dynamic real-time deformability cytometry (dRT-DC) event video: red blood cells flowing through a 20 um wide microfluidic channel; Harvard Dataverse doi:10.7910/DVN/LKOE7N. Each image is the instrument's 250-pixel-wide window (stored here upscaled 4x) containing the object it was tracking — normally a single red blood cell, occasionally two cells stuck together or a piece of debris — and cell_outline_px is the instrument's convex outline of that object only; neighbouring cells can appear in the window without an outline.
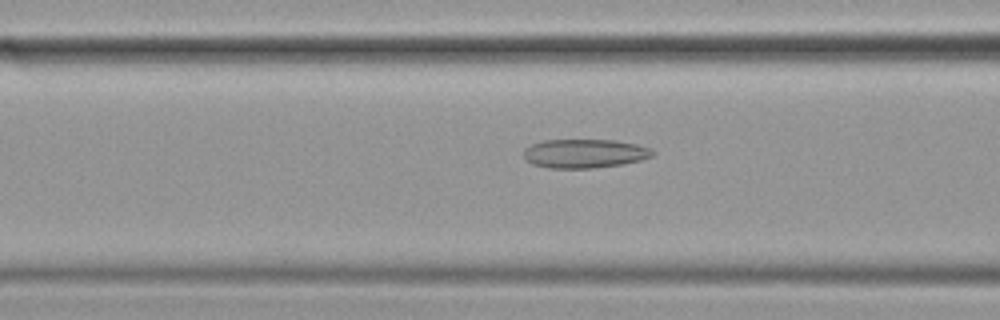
{"species": "common noctule bat (a hibernating species)", "species_latin": "Nyctalus noctula", "temperature_condition": "cold", "stored_images_in_passage": 49, "camera_frame_rate_fps": 3000, "um_per_image_px": 0.085, "animal": {"sex": "female", "body_mass_g": 19.9}, "frame": {"image": 1, "passage_image": 14, "time_ms": 4.333, "image_size_px": [1000, 320], "cell_outline_px": [[656, 152], [652, 156], [640, 160], [620, 164], [592, 168], [548, 168], [532, 164], [524, 160], [524, 148], [532, 144], [544, 140], [616, 140], [636, 144], [648, 148]], "centroid_in_image_um": [49.65, 13.05], "position_along_channel_um": 117.0, "area_um2": 21.68}}
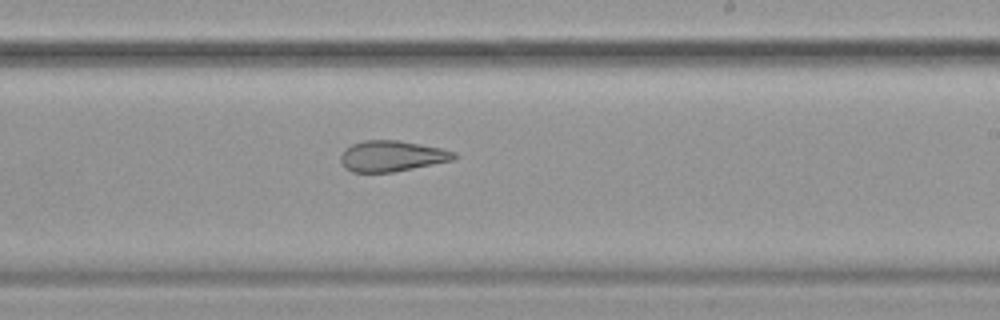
{"frame": {"image": 2, "passage_image": 26, "time_ms": 8.333, "image_size_px": [1000, 320], "cell_outline_px": [[456, 156], [452, 160], [392, 172], [352, 172], [344, 168], [340, 160], [340, 156], [352, 144], [364, 140], [400, 140], [440, 148], [456, 152]], "centroid_in_image_um": [33.28, 13.26], "position_along_channel_um": 255.7, "area_um2": 20.11}}
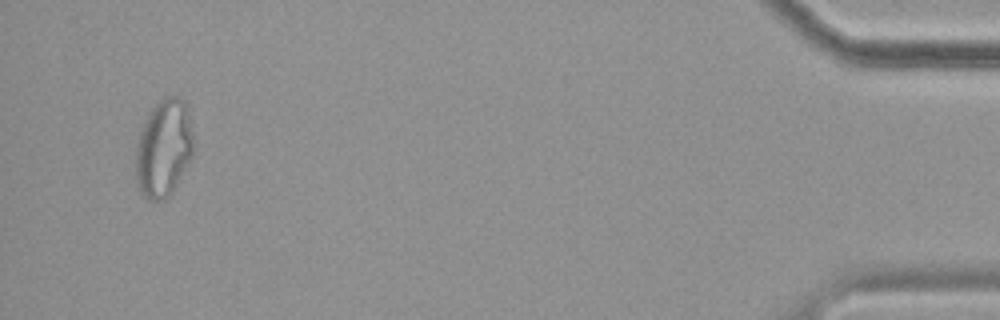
{"frame": {"image": 3, "passage_image": 47, "time_ms": 15.333, "image_size_px": [1000, 320], "cell_outline_px": [[192, 156], [172, 192], [164, 200], [148, 200], [140, 192], [136, 180], [136, 148], [140, 132], [148, 112], [164, 96], [180, 96], [184, 100], [188, 108], [192, 136]], "centroid_in_image_um": [13.9, 12.58], "position_along_channel_um": 421.3, "area_um2": 32.71}, "authors_computed_cell_mechanics": {"area_um2": 24.5072, "velocity_mm_per_s": 3.4889, "shape_relaxation_time_tau1_ms": null, "shape_relaxation_time_tau2_ms": 3.3798, "deformation_change_tau1": null, "deformation_change_tau2": 0.1111}}